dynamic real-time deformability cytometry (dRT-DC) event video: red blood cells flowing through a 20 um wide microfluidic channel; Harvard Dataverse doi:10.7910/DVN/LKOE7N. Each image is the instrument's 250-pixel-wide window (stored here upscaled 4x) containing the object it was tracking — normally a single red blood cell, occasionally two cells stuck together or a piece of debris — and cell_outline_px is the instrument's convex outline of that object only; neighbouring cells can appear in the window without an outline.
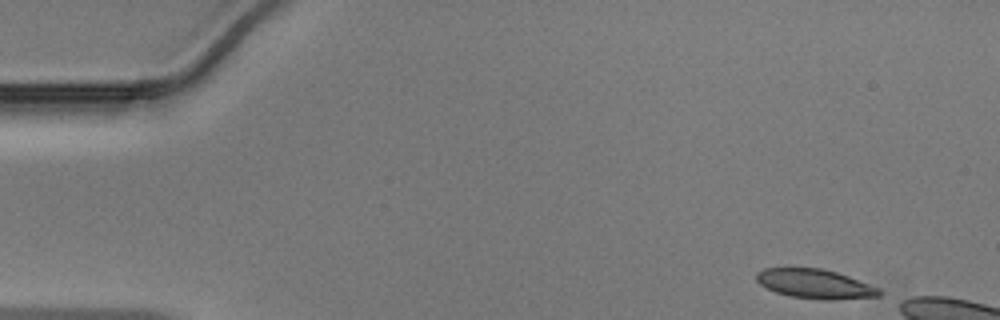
{"species": "Egyptian fruit bat (a non-hibernating species)", "species_latin": "Rousettus aegyptiacus", "temperature_condition": "warm", "stored_images_in_passage": 14, "camera_frame_rate_fps": 3000, "um_per_image_px": 0.085, "animal": {"sex": "male"}, "frame": {"image": 1, "passage_image": 1, "time_ms": 0.0, "image_size_px": [1000, 320], "cell_outline_px": [[884, 292], [880, 296], [832, 300], [824, 300], [792, 296], [776, 292], [760, 284], [756, 280], [756, 272], [764, 268], [820, 268], [836, 272], [848, 276], [880, 288]], "centroid_in_image_um": [69.3, 24.13], "position_along_channel_um": 15.7, "area_um2": 20.92}}
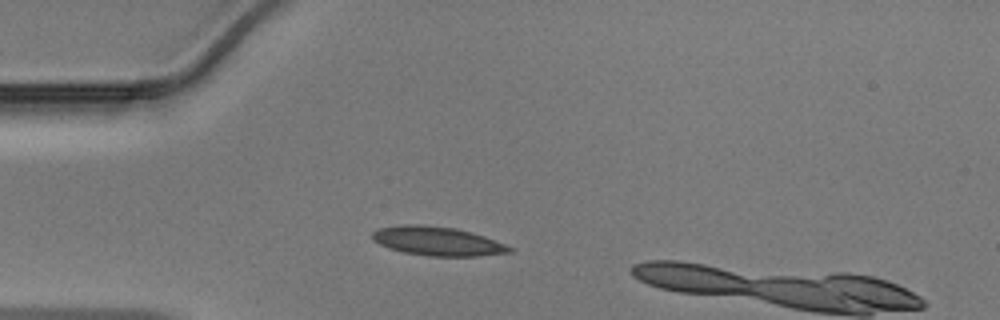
{"frame": {"image": 2, "passage_image": 10, "time_ms": 3.0, "image_size_px": [1000, 320], "cell_outline_px": [[512, 252], [480, 256], [428, 256], [404, 252], [388, 248], [372, 240], [372, 232], [376, 228], [400, 224], [420, 224], [456, 228], [472, 232], [484, 236], [504, 244], [512, 248]], "centroid_in_image_um": [37.13, 20.49], "position_along_channel_um": 47.9, "area_um2": 23.29}}